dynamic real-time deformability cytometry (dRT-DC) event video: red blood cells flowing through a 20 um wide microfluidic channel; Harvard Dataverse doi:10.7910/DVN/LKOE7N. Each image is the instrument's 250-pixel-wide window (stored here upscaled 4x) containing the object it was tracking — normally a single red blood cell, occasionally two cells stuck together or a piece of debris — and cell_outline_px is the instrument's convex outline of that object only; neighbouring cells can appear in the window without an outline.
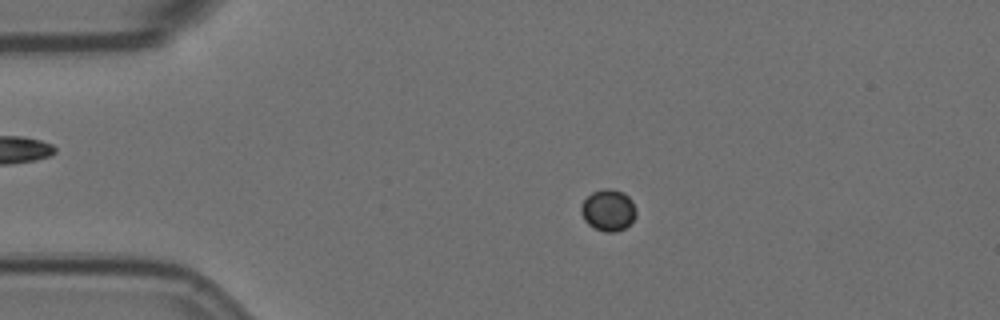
{"species": "Egyptian fruit bat (a non-hibernating species)", "species_latin": "Rousettus aegyptiacus", "temperature_condition": "room temperature", "stored_images_in_passage": 58, "camera_frame_rate_fps": 3000, "um_per_image_px": 0.085, "animal": {"sex": "female"}, "frame": {"image": 1, "passage_image": 12, "time_ms": 3.667, "image_size_px": [1000, 320], "cell_outline_px": [[636, 216], [624, 228], [616, 232], [604, 232], [588, 224], [584, 220], [580, 212], [580, 208], [584, 200], [592, 192], [604, 188], [612, 188], [624, 192], [632, 200], [636, 208]], "centroid_in_image_um": [51.7, 17.85], "position_along_channel_um": 33.3, "area_um2": 13.41}}
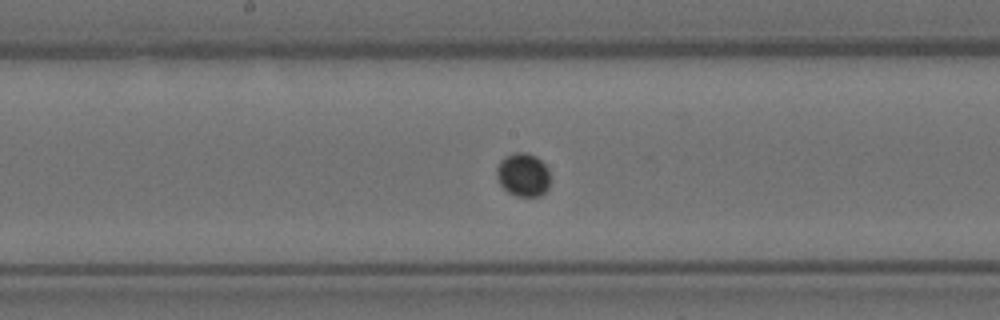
{"frame": {"image": 2, "passage_image": 30, "time_ms": 9.667, "image_size_px": [1000, 320], "cell_outline_px": [[548, 188], [540, 196], [516, 196], [508, 192], [500, 184], [496, 176], [496, 168], [500, 160], [504, 156], [516, 152], [528, 152], [536, 156], [548, 168]], "centroid_in_image_um": [44.43, 14.84], "position_along_channel_um": 203.8, "area_um2": 13.58}}
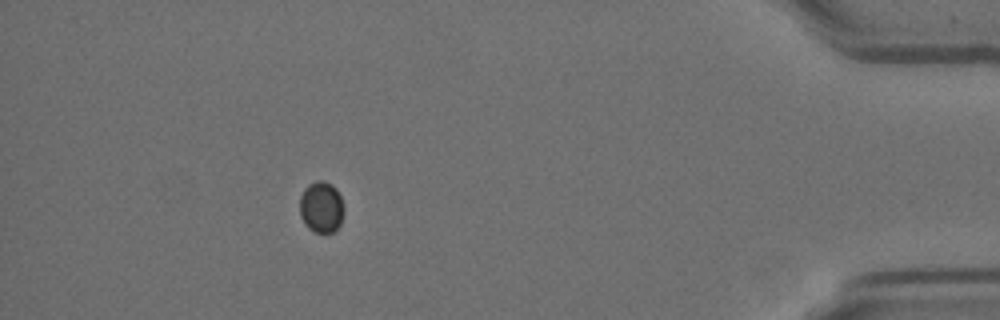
{"frame": {"image": 3, "passage_image": 52, "time_ms": 17.0, "image_size_px": [1000, 320], "cell_outline_px": [[344, 212], [340, 224], [332, 232], [316, 232], [308, 228], [304, 224], [300, 216], [300, 196], [304, 188], [308, 184], [316, 180], [324, 180], [332, 184], [336, 188], [344, 204]], "centroid_in_image_um": [27.31, 17.57], "position_along_channel_um": 407.9, "area_um2": 13.41}}